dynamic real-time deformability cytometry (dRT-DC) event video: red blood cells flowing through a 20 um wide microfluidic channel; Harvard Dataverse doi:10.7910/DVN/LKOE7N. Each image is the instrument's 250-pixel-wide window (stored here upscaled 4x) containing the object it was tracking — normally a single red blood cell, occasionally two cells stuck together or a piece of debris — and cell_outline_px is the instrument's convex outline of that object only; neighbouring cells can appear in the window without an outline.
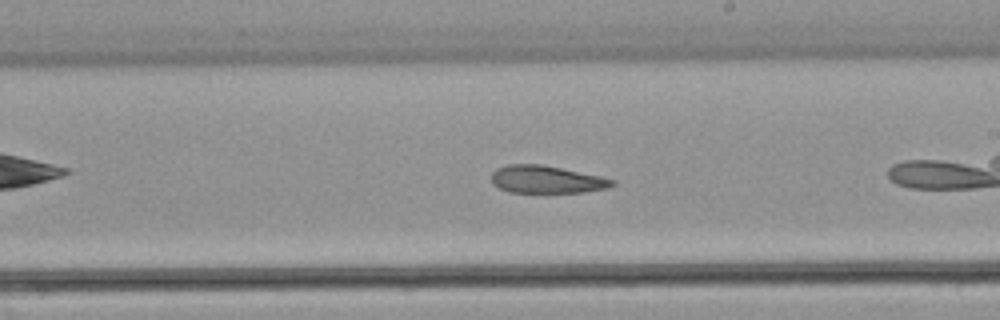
{"species": "common noctule bat (a hibernating species)", "species_latin": "Nyctalus noctula", "temperature_condition": "warm", "stored_images_in_passage": 16, "camera_frame_rate_fps": 3000, "um_per_image_px": 0.085, "animal": {"sex": "male", "body_mass_g": 21.5, "forearm_length_mm": 52.0}, "frame": {"image": 1, "passage_image": 12, "time_ms": 3.667, "image_size_px": [1000, 320], "cell_outline_px": [[616, 184], [608, 188], [584, 192], [508, 192], [492, 184], [492, 172], [496, 168], [508, 164], [540, 164], [600, 176], [616, 180]], "centroid_in_image_um": [46.45, 15.25], "position_along_channel_um": 242.6, "area_um2": 19.36}}